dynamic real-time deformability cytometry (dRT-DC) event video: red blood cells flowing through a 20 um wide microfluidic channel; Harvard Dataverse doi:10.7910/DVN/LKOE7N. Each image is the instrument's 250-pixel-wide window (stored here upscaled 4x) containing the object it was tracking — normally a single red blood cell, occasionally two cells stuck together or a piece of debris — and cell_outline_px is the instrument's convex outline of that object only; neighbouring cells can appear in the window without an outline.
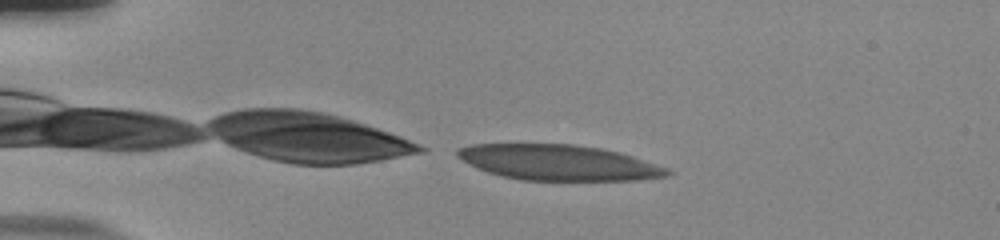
{"species": "human", "species_latin": "Homo sapiens", "temperature_condition": "room temperature", "stored_images_in_passage": 42, "camera_frame_rate_fps": 3000, "um_per_image_px": 0.085, "donor": {"sex": "male"}, "frame": {"image": 1, "passage_image": 1, "time_ms": 0.0, "image_size_px": [1000, 240], "cell_outline_px": [[672, 172], [668, 176], [636, 180], [520, 180], [500, 176], [476, 168], [468, 164], [456, 156], [456, 148], [472, 144], [572, 144], [600, 148], [616, 152], [668, 168]], "centroid_in_image_um": [47.39, 13.82], "position_along_channel_um": 37.6, "area_um2": 43.23}}
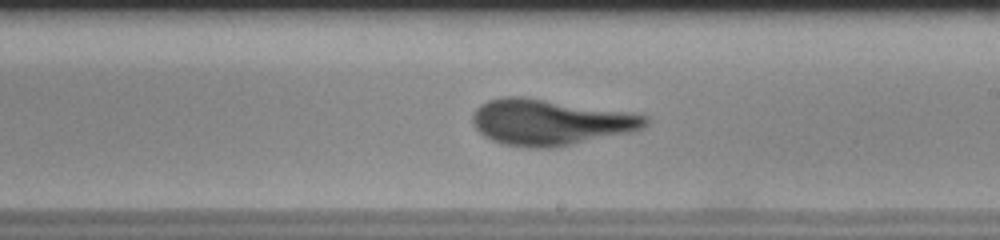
{"frame": {"image": 2, "passage_image": 21, "time_ms": 6.667, "image_size_px": [1000, 240], "cell_outline_px": [[648, 124], [644, 128], [632, 132], [552, 148], [528, 148], [504, 144], [492, 140], [484, 136], [472, 124], [472, 116], [476, 108], [480, 104], [488, 100], [504, 96], [524, 96], [628, 112], [648, 116]], "centroid_in_image_um": [46.75, 10.38], "position_along_channel_um": 242.3, "area_um2": 46.36}}
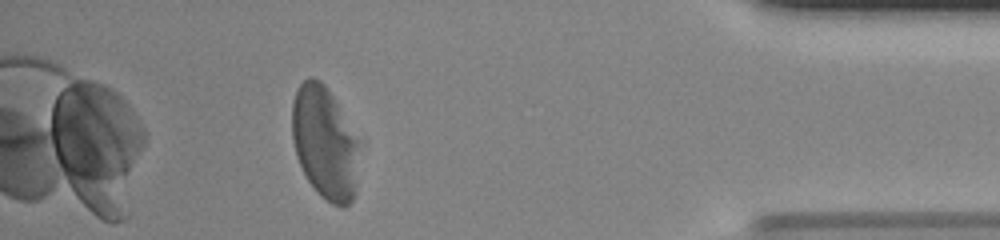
{"frame": {"image": 3, "passage_image": 37, "time_ms": 12.0, "image_size_px": [1000, 240], "cell_outline_px": [[364, 144], [356, 192], [352, 200], [344, 208], [340, 208], [332, 204], [320, 196], [316, 192], [308, 180], [296, 156], [292, 140], [292, 100], [300, 84], [308, 76], [312, 76], [320, 80], [324, 84], [364, 140]], "centroid_in_image_um": [27.71, 12.16], "position_along_channel_um": 407.5, "area_um2": 46.24}, "authors_computed_cell_mechanics": {"area_um2": 44.6505, "velocity_mm_per_s": 3.8401, "shape_relaxation_time_tau1_ms": 5.3727, "shape_relaxation_time_tau2_ms": 0.8148, "deformation_change_tau1": 0.2196, "deformation_change_tau2": 0.0704}}